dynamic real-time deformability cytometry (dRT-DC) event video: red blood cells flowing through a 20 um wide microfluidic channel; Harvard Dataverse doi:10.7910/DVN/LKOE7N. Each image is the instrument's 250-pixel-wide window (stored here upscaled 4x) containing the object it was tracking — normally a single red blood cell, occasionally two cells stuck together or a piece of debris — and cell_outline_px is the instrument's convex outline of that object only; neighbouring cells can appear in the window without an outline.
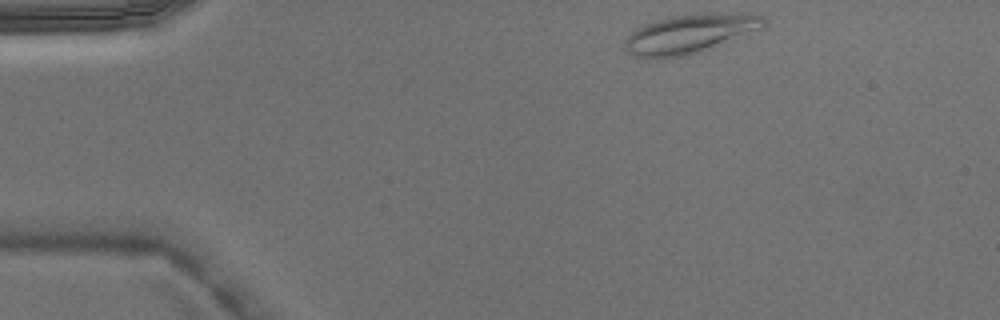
{"species": "Egyptian fruit bat (a non-hibernating species)", "species_latin": "Rousettus aegyptiacus", "temperature_condition": "warm", "stored_images_in_passage": 4, "camera_frame_rate_fps": 3000, "um_per_image_px": 0.085, "animal": {"sex": "male"}, "frame": {"image": 1, "passage_image": 1, "time_ms": 0.0, "image_size_px": [1000, 320], "cell_outline_px": [[768, 28], [684, 56], [632, 56], [624, 48], [624, 40], [636, 28], [644, 24], [656, 20], [672, 16], [708, 12], [752, 12], [764, 16], [768, 20]], "centroid_in_image_um": [58.79, 2.8], "position_along_channel_um": 26.2, "area_um2": 31.91}}